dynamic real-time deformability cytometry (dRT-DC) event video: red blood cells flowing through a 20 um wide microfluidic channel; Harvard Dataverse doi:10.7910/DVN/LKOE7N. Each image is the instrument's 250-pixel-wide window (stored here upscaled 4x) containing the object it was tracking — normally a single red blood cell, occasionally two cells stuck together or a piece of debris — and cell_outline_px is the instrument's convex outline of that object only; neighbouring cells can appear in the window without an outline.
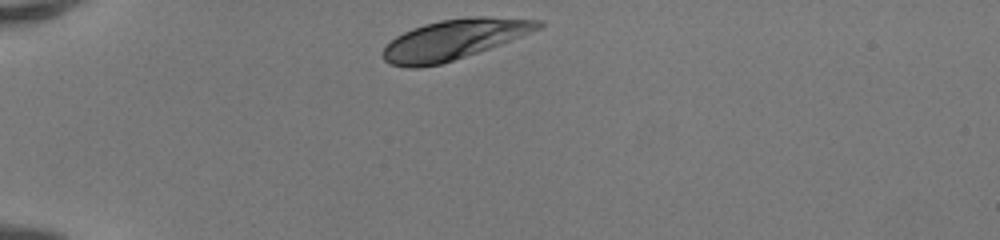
{"species": "human", "species_latin": "Homo sapiens", "temperature_condition": "room temperature", "stored_images_in_passage": 32, "camera_frame_rate_fps": 3000, "um_per_image_px": 0.085, "donor": {"sex": "female"}, "frame": {"image": 1, "passage_image": 1, "time_ms": 0.0, "image_size_px": [1000, 240], "cell_outline_px": [[544, 24], [540, 28], [500, 44], [440, 64], [416, 68], [408, 68], [392, 64], [384, 60], [380, 56], [384, 48], [396, 36], [412, 28], [424, 24], [440, 20], [468, 16], [488, 16], [544, 20]], "centroid_in_image_um": [38.57, 3.34], "position_along_channel_um": 46.4, "area_um2": 35.95}}
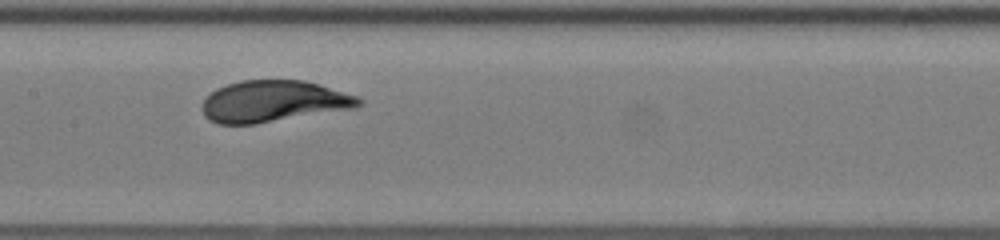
{"frame": {"image": 2, "passage_image": 14, "time_ms": 4.333, "image_size_px": [1000, 240], "cell_outline_px": [[364, 104], [356, 108], [256, 124], [216, 124], [208, 120], [204, 116], [204, 100], [216, 88], [240, 80], [304, 80], [356, 96], [364, 100]], "centroid_in_image_um": [23.26, 8.62], "position_along_channel_um": 184.1, "area_um2": 37.8}}
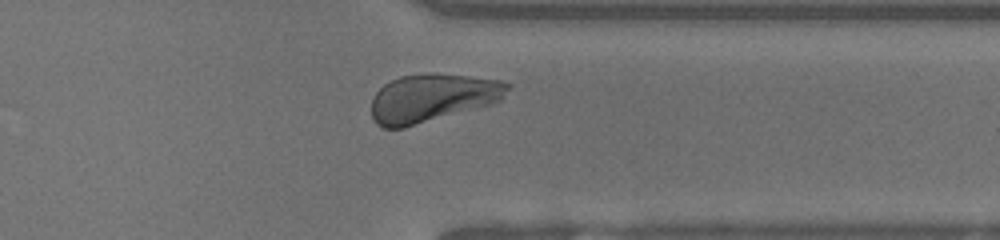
{"frame": {"image": 3, "passage_image": 28, "time_ms": 9.0, "image_size_px": [1000, 240], "cell_outline_px": [[512, 84], [500, 100], [488, 104], [404, 128], [384, 128], [376, 124], [372, 116], [372, 100], [376, 92], [384, 84], [400, 76], [468, 76], [500, 80]], "centroid_in_image_um": [36.71, 8.36], "position_along_channel_um": 374.7, "area_um2": 36.88}, "authors_computed_cell_mechanics": {"area_um2": 37.4544, "velocity_mm_per_s": 4.0809, "shape_relaxation_time_tau1_ms": 1.9736, "shape_relaxation_time_tau2_ms": null, "deformation_change_tau1": 0.1418, "deformation_change_tau2": null}}